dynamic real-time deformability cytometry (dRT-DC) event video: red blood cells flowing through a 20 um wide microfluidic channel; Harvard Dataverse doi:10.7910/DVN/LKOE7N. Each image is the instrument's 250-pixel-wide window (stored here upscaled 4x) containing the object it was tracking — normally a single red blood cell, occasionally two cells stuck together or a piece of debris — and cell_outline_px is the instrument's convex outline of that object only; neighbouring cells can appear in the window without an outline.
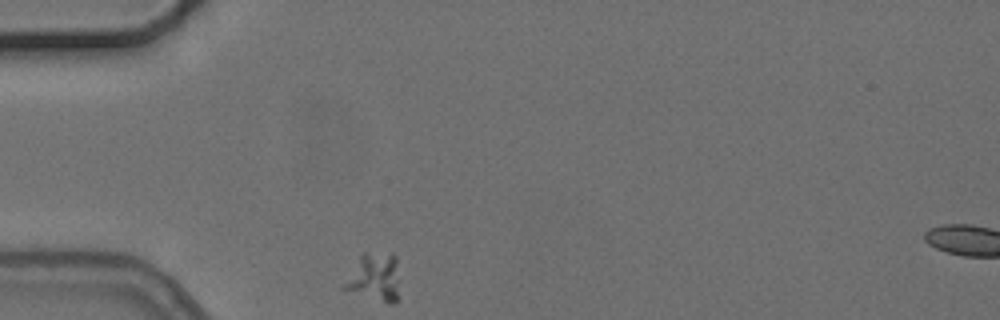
{"species": "common noctule bat (a hibernating species)", "species_latin": "Nyctalus noctula", "temperature_condition": "cold", "stored_images_in_passage": 2, "segment_of_instrument_passage": [1, 2], "camera_frame_rate_fps": 3000, "um_per_image_px": 0.085, "animal": {"sex": "female", "body_mass_g": 24.6, "forearm_length_mm": 56.2}, "frame": {"image": 1, "passage_image": 1, "time_ms": 0.0, "image_size_px": [1000, 320], "cell_outline_px": [[396, 300], [392, 304], [388, 304], [340, 288], [360, 256], [364, 252], [368, 252], [396, 256]], "centroid_in_image_um": [31.76, 23.59], "position_along_channel_um": 53.2, "area_um2": 14.85}}